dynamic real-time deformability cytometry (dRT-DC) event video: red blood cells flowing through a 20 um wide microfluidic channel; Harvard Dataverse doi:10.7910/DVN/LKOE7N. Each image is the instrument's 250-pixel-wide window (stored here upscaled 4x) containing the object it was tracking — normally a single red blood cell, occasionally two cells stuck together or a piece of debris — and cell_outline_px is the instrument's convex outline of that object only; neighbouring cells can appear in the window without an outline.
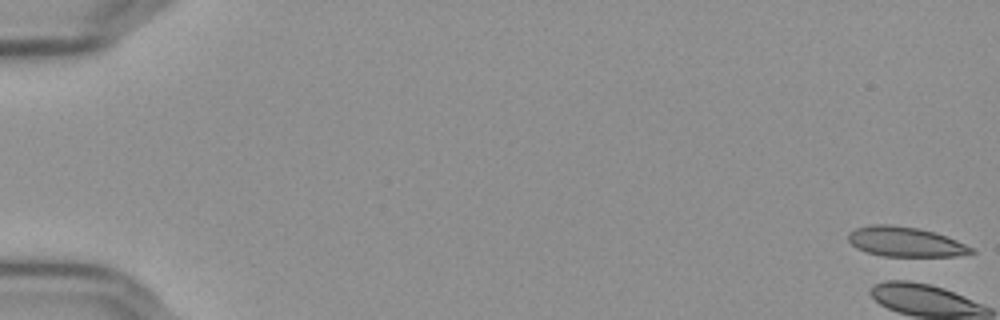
{"species": "Egyptian fruit bat (a non-hibernating species)", "species_latin": "Rousettus aegyptiacus", "temperature_condition": "cold", "stored_images_in_passage": 58, "camera_frame_rate_fps": 3000, "um_per_image_px": 0.085, "frame": {"image": 1, "passage_image": 1, "time_ms": 0.0, "image_size_px": [1000, 320], "cell_outline_px": [[976, 252], [956, 256], [884, 256], [868, 252], [856, 248], [848, 240], [848, 232], [856, 228], [872, 224], [888, 224], [920, 228], [936, 232], [956, 240], [972, 248]], "centroid_in_image_um": [76.94, 20.54], "position_along_channel_um": 8.1, "area_um2": 21.33}}
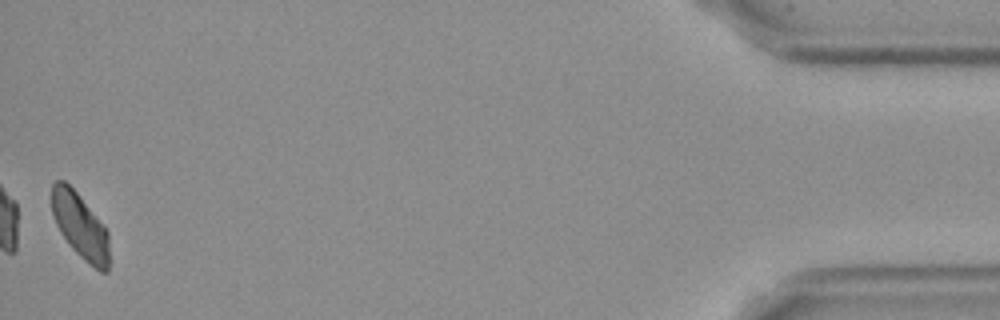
{"frame": {"image": 2, "passage_image": 58, "time_ms": 19.0, "image_size_px": [1000, 320], "cell_outline_px": [[108, 272], [100, 272], [88, 264], [72, 248], [60, 232], [56, 224], [52, 212], [52, 184], [56, 180], [64, 180], [76, 192], [108, 232]], "centroid_in_image_um": [6.8, 19.23], "position_along_channel_um": 428.4, "area_um2": 21.44}}